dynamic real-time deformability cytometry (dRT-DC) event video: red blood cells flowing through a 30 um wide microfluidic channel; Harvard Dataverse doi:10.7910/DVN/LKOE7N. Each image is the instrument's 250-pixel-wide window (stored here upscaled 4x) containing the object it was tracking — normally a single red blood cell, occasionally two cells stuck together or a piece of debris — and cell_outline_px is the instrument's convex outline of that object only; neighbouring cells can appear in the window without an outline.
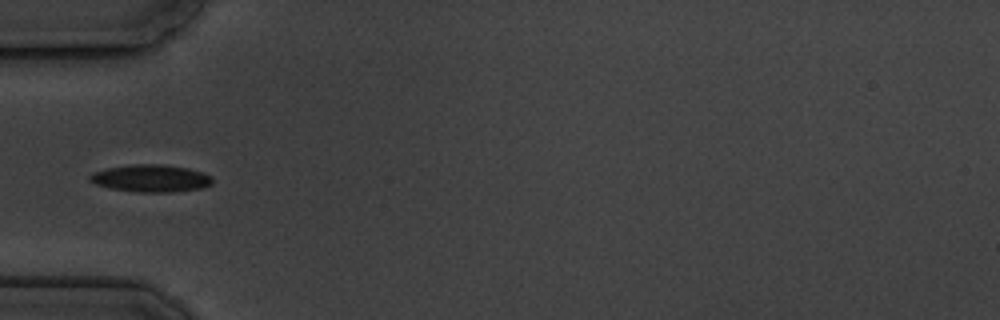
{"species": "common noctule bat (a hibernating species)", "species_latin": "Nyctalus noctula", "temperature_condition": "cold", "stored_images_in_passage": 6, "camera_frame_rate_fps": 3000, "um_per_image_px": 0.085, "animal": {"sex": "male", "body_mass_g": 19.5, "forearm_length_mm": 54.6}, "frame": {"image": 1, "passage_image": 4, "time_ms": 4.333, "image_size_px": [1000, 320], "cell_outline_px": [[212, 184], [200, 188], [172, 192], [140, 192], [112, 188], [96, 184], [88, 180], [88, 176], [92, 172], [108, 168], [132, 164], [164, 164], [188, 168], [212, 176]], "centroid_in_image_um": [12.81, 15.15], "position_along_channel_um": 72.2, "area_um2": 19.42}}
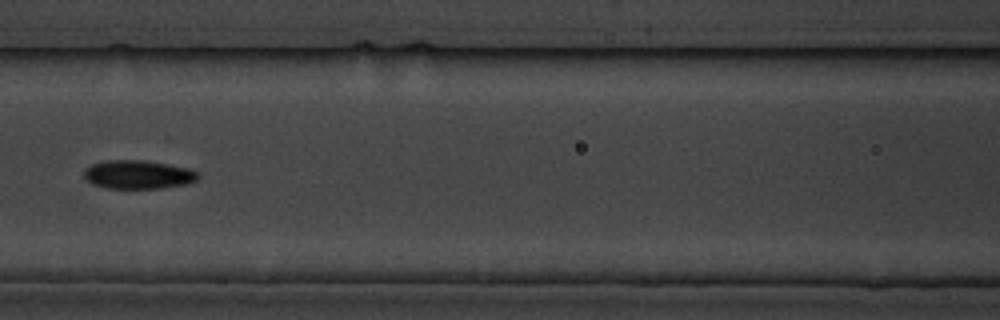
{"frame": {"image": 2, "passage_image": 6, "time_ms": 6.667, "image_size_px": [1000, 320], "cell_outline_px": [[200, 176], [196, 180], [184, 184], [160, 188], [108, 188], [92, 184], [84, 180], [84, 168], [92, 164], [104, 160], [140, 160], [188, 168], [196, 172]], "centroid_in_image_um": [11.66, 14.84], "position_along_channel_um": 154.9, "area_um2": 18.84}}